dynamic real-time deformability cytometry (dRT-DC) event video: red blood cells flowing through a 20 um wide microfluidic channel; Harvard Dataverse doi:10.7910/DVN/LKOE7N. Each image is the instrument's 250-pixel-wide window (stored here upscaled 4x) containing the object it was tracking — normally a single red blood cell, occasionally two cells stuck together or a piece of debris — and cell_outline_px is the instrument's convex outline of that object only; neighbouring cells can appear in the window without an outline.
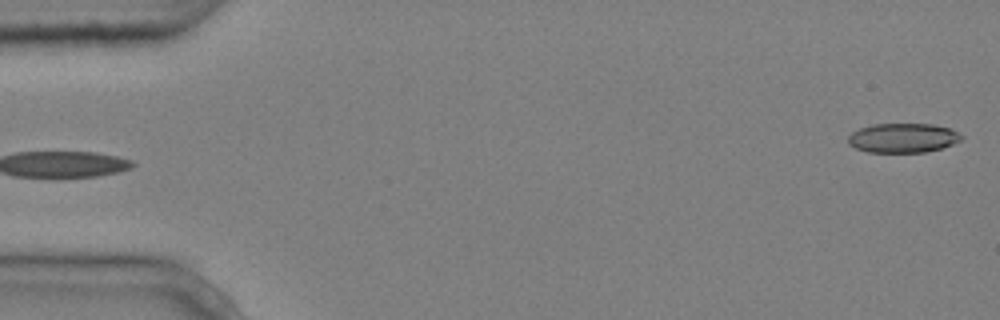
{"species": "common noctule bat (a hibernating species)", "species_latin": "Nyctalus noctula", "temperature_condition": "cold", "stored_images_in_passage": 5, "segment_of_instrument_passage": [2, 2], "camera_frame_rate_fps": 3000, "um_per_image_px": 0.085, "animal": {"sex": "male", "body_mass_g": 20.4}, "frame": {"image": 1, "passage_image": 5, "time_ms": 1.333, "image_size_px": [1000, 320], "cell_outline_px": [[964, 136], [960, 140], [952, 144], [940, 148], [924, 152], [868, 152], [856, 148], [848, 144], [848, 136], [852, 132], [860, 128], [872, 124], [932, 124], [948, 128]], "centroid_in_image_um": [76.71, 11.72], "position_along_channel_um": 8.3, "area_um2": 19.25}}